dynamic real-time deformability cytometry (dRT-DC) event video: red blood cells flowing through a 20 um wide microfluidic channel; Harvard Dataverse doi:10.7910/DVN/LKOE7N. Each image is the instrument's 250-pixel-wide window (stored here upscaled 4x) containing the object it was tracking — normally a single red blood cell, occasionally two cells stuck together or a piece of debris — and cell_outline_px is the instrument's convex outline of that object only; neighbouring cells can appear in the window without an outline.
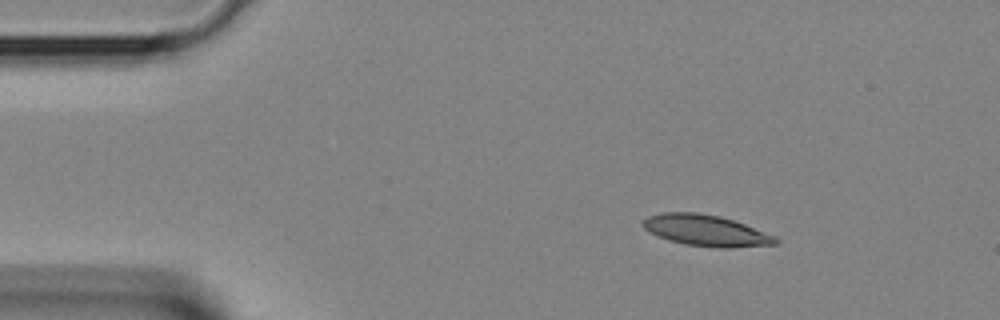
{"species": "Egyptian fruit bat (a non-hibernating species)", "species_latin": "Rousettus aegyptiacus", "temperature_condition": "room temperature", "stored_images_in_passage": 31, "camera_frame_rate_fps": 3000, "um_per_image_px": 0.085, "animal": {"sex": "female"}, "frame": {"image": 1, "passage_image": 1, "time_ms": 0.0, "image_size_px": [1000, 320], "cell_outline_px": [[780, 240], [776, 244], [732, 248], [720, 248], [684, 244], [668, 240], [648, 232], [640, 224], [648, 216], [664, 212], [696, 212], [720, 216], [744, 224], [776, 236]], "centroid_in_image_um": [59.99, 19.6], "position_along_channel_um": 25.0, "area_um2": 24.16}}
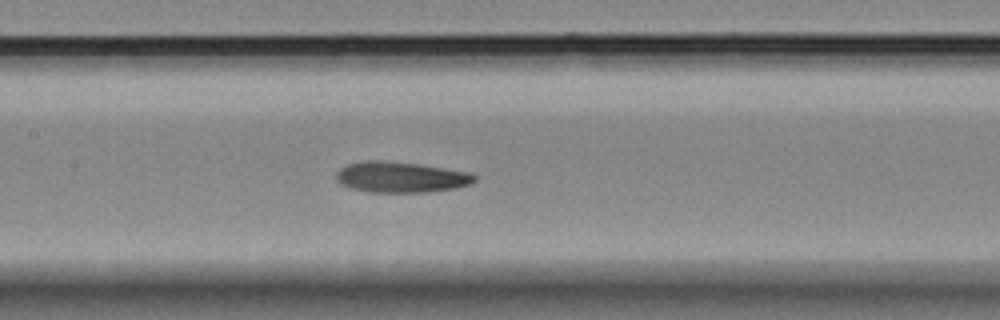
{"frame": {"image": 2, "passage_image": 13, "time_ms": 4.0, "image_size_px": [1000, 320], "cell_outline_px": [[476, 180], [468, 184], [456, 188], [424, 192], [372, 192], [352, 188], [340, 184], [336, 180], [336, 172], [340, 168], [348, 164], [364, 160], [388, 160], [420, 164], [468, 172], [476, 176]], "centroid_in_image_um": [34.03, 15.04], "position_along_channel_um": 173.4, "area_um2": 24.8}}
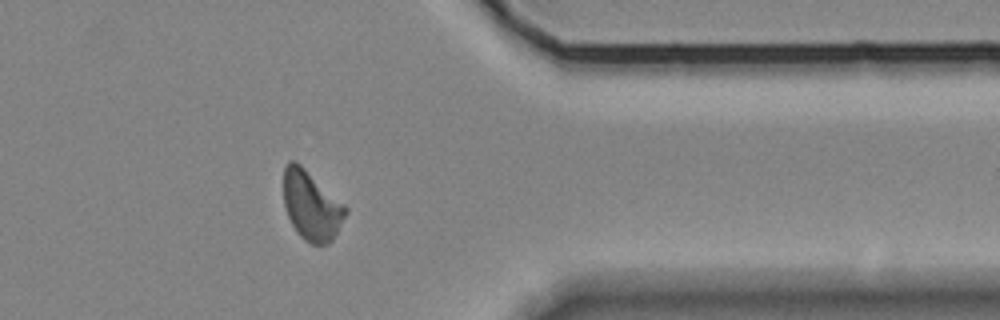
{"frame": {"image": 3, "passage_image": 26, "time_ms": 8.333, "image_size_px": [1000, 320], "cell_outline_px": [[348, 212], [332, 240], [328, 244], [312, 244], [304, 240], [296, 232], [288, 216], [284, 204], [284, 168], [288, 160], [296, 160], [344, 204], [348, 208]], "centroid_in_image_um": [26.46, 17.47], "position_along_channel_um": 384.9, "area_um2": 24.91}}